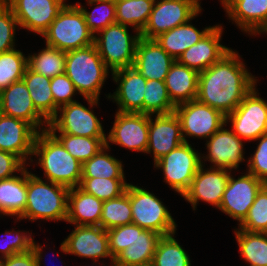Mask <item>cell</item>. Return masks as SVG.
Wrapping results in <instances>:
<instances>
[{"instance_id":"8d00e7d4","label":"cell","mask_w":267,"mask_h":266,"mask_svg":"<svg viewBox=\"0 0 267 266\" xmlns=\"http://www.w3.org/2000/svg\"><path fill=\"white\" fill-rule=\"evenodd\" d=\"M88 5L94 6L92 11L80 3H75L82 11L89 30L95 35L107 26L116 23L115 0H86Z\"/></svg>"},{"instance_id":"f907efd6","label":"cell","mask_w":267,"mask_h":266,"mask_svg":"<svg viewBox=\"0 0 267 266\" xmlns=\"http://www.w3.org/2000/svg\"><path fill=\"white\" fill-rule=\"evenodd\" d=\"M24 167L25 164L17 156L0 150V180L15 176Z\"/></svg>"},{"instance_id":"8992f818","label":"cell","mask_w":267,"mask_h":266,"mask_svg":"<svg viewBox=\"0 0 267 266\" xmlns=\"http://www.w3.org/2000/svg\"><path fill=\"white\" fill-rule=\"evenodd\" d=\"M132 223L167 236L176 233L177 224L168 208L152 192L129 183Z\"/></svg>"},{"instance_id":"1f68e13d","label":"cell","mask_w":267,"mask_h":266,"mask_svg":"<svg viewBox=\"0 0 267 266\" xmlns=\"http://www.w3.org/2000/svg\"><path fill=\"white\" fill-rule=\"evenodd\" d=\"M155 0H115L116 23L132 26L140 34L146 26Z\"/></svg>"},{"instance_id":"d6986e66","label":"cell","mask_w":267,"mask_h":266,"mask_svg":"<svg viewBox=\"0 0 267 266\" xmlns=\"http://www.w3.org/2000/svg\"><path fill=\"white\" fill-rule=\"evenodd\" d=\"M0 113L29 123L37 132L47 130L49 121L35 108L23 80L0 92Z\"/></svg>"},{"instance_id":"cb8c5ba5","label":"cell","mask_w":267,"mask_h":266,"mask_svg":"<svg viewBox=\"0 0 267 266\" xmlns=\"http://www.w3.org/2000/svg\"><path fill=\"white\" fill-rule=\"evenodd\" d=\"M223 29L222 24H216L199 42L183 52L177 61L198 72L212 66L232 49L220 43Z\"/></svg>"},{"instance_id":"4316f807","label":"cell","mask_w":267,"mask_h":266,"mask_svg":"<svg viewBox=\"0 0 267 266\" xmlns=\"http://www.w3.org/2000/svg\"><path fill=\"white\" fill-rule=\"evenodd\" d=\"M103 201L79 187L68 192L66 222L79 226H100Z\"/></svg>"},{"instance_id":"7a4b0ae2","label":"cell","mask_w":267,"mask_h":266,"mask_svg":"<svg viewBox=\"0 0 267 266\" xmlns=\"http://www.w3.org/2000/svg\"><path fill=\"white\" fill-rule=\"evenodd\" d=\"M44 171L45 180L70 188L78 187L82 178V163L75 159L47 129L39 131L34 140L32 157Z\"/></svg>"},{"instance_id":"277c9868","label":"cell","mask_w":267,"mask_h":266,"mask_svg":"<svg viewBox=\"0 0 267 266\" xmlns=\"http://www.w3.org/2000/svg\"><path fill=\"white\" fill-rule=\"evenodd\" d=\"M84 98L100 99L109 69L94 44L66 52L64 72Z\"/></svg>"},{"instance_id":"c3c4849f","label":"cell","mask_w":267,"mask_h":266,"mask_svg":"<svg viewBox=\"0 0 267 266\" xmlns=\"http://www.w3.org/2000/svg\"><path fill=\"white\" fill-rule=\"evenodd\" d=\"M107 234L109 251L114 259L131 244L133 240V223L108 229Z\"/></svg>"},{"instance_id":"2e32d148","label":"cell","mask_w":267,"mask_h":266,"mask_svg":"<svg viewBox=\"0 0 267 266\" xmlns=\"http://www.w3.org/2000/svg\"><path fill=\"white\" fill-rule=\"evenodd\" d=\"M226 123L206 140V155L201 154V163L209 161L211 168L237 170L245 162L244 140L240 139ZM208 153V154H207ZM205 155V156H204Z\"/></svg>"},{"instance_id":"d590c367","label":"cell","mask_w":267,"mask_h":266,"mask_svg":"<svg viewBox=\"0 0 267 266\" xmlns=\"http://www.w3.org/2000/svg\"><path fill=\"white\" fill-rule=\"evenodd\" d=\"M132 224V210L129 199V184L121 196L103 201L100 226L105 230Z\"/></svg>"},{"instance_id":"9a60e30c","label":"cell","mask_w":267,"mask_h":266,"mask_svg":"<svg viewBox=\"0 0 267 266\" xmlns=\"http://www.w3.org/2000/svg\"><path fill=\"white\" fill-rule=\"evenodd\" d=\"M234 178L232 173L224 190L219 210L240 224L248 215L257 193L265 185L263 181L246 171Z\"/></svg>"},{"instance_id":"f1b7e54d","label":"cell","mask_w":267,"mask_h":266,"mask_svg":"<svg viewBox=\"0 0 267 266\" xmlns=\"http://www.w3.org/2000/svg\"><path fill=\"white\" fill-rule=\"evenodd\" d=\"M202 9L187 23L179 25L155 38L157 43L176 61L189 47L199 42L215 25L200 31L192 24Z\"/></svg>"},{"instance_id":"816d5d0a","label":"cell","mask_w":267,"mask_h":266,"mask_svg":"<svg viewBox=\"0 0 267 266\" xmlns=\"http://www.w3.org/2000/svg\"><path fill=\"white\" fill-rule=\"evenodd\" d=\"M13 0H0V5L8 6Z\"/></svg>"},{"instance_id":"ee69618b","label":"cell","mask_w":267,"mask_h":266,"mask_svg":"<svg viewBox=\"0 0 267 266\" xmlns=\"http://www.w3.org/2000/svg\"><path fill=\"white\" fill-rule=\"evenodd\" d=\"M11 230L4 232L6 242L0 244V260L16 253L29 251L32 248L34 240L32 233L29 231L26 232L25 230Z\"/></svg>"},{"instance_id":"d4e9b609","label":"cell","mask_w":267,"mask_h":266,"mask_svg":"<svg viewBox=\"0 0 267 266\" xmlns=\"http://www.w3.org/2000/svg\"><path fill=\"white\" fill-rule=\"evenodd\" d=\"M175 60L157 43L155 39L140 37L136 45L133 67L146 80L165 81Z\"/></svg>"},{"instance_id":"bcb514c9","label":"cell","mask_w":267,"mask_h":266,"mask_svg":"<svg viewBox=\"0 0 267 266\" xmlns=\"http://www.w3.org/2000/svg\"><path fill=\"white\" fill-rule=\"evenodd\" d=\"M256 150L247 160V171L267 184V134L260 136Z\"/></svg>"},{"instance_id":"ac0fdd59","label":"cell","mask_w":267,"mask_h":266,"mask_svg":"<svg viewBox=\"0 0 267 266\" xmlns=\"http://www.w3.org/2000/svg\"><path fill=\"white\" fill-rule=\"evenodd\" d=\"M204 167L203 162L189 189L182 196L186 202L191 204L194 211L200 200L219 209L231 173L228 169L211 167L204 169Z\"/></svg>"},{"instance_id":"7bdbcfd3","label":"cell","mask_w":267,"mask_h":266,"mask_svg":"<svg viewBox=\"0 0 267 266\" xmlns=\"http://www.w3.org/2000/svg\"><path fill=\"white\" fill-rule=\"evenodd\" d=\"M247 232L267 233V184L257 193L248 215L238 224V228Z\"/></svg>"},{"instance_id":"30bf717a","label":"cell","mask_w":267,"mask_h":266,"mask_svg":"<svg viewBox=\"0 0 267 266\" xmlns=\"http://www.w3.org/2000/svg\"><path fill=\"white\" fill-rule=\"evenodd\" d=\"M256 87L226 116V124H231V130L240 139L249 142L267 134V101L259 97Z\"/></svg>"},{"instance_id":"ffe728a7","label":"cell","mask_w":267,"mask_h":266,"mask_svg":"<svg viewBox=\"0 0 267 266\" xmlns=\"http://www.w3.org/2000/svg\"><path fill=\"white\" fill-rule=\"evenodd\" d=\"M155 116V117H154ZM149 115L147 154L153 155L154 164L184 143L181 122L175 112ZM154 119H153V118Z\"/></svg>"},{"instance_id":"d6a6232c","label":"cell","mask_w":267,"mask_h":266,"mask_svg":"<svg viewBox=\"0 0 267 266\" xmlns=\"http://www.w3.org/2000/svg\"><path fill=\"white\" fill-rule=\"evenodd\" d=\"M239 253L248 266H267V233L234 229Z\"/></svg>"},{"instance_id":"681fc988","label":"cell","mask_w":267,"mask_h":266,"mask_svg":"<svg viewBox=\"0 0 267 266\" xmlns=\"http://www.w3.org/2000/svg\"><path fill=\"white\" fill-rule=\"evenodd\" d=\"M42 250L43 246L33 240L31 250L13 254L1 261L3 266H41V261L44 259Z\"/></svg>"},{"instance_id":"7402d4cb","label":"cell","mask_w":267,"mask_h":266,"mask_svg":"<svg viewBox=\"0 0 267 266\" xmlns=\"http://www.w3.org/2000/svg\"><path fill=\"white\" fill-rule=\"evenodd\" d=\"M117 88L113 94L105 95L115 102L119 112L143 113L146 79L134 68H122L111 73Z\"/></svg>"},{"instance_id":"60d3db41","label":"cell","mask_w":267,"mask_h":266,"mask_svg":"<svg viewBox=\"0 0 267 266\" xmlns=\"http://www.w3.org/2000/svg\"><path fill=\"white\" fill-rule=\"evenodd\" d=\"M129 183L126 178H81L79 188L105 201L121 196L126 192Z\"/></svg>"},{"instance_id":"52a82bcc","label":"cell","mask_w":267,"mask_h":266,"mask_svg":"<svg viewBox=\"0 0 267 266\" xmlns=\"http://www.w3.org/2000/svg\"><path fill=\"white\" fill-rule=\"evenodd\" d=\"M85 100L88 108L78 100L60 107L57 114L49 121L47 129L52 134L107 138L100 119L93 111L95 106L100 105L99 100L94 98H85Z\"/></svg>"},{"instance_id":"484cf974","label":"cell","mask_w":267,"mask_h":266,"mask_svg":"<svg viewBox=\"0 0 267 266\" xmlns=\"http://www.w3.org/2000/svg\"><path fill=\"white\" fill-rule=\"evenodd\" d=\"M161 237L159 233L144 230L133 224V240L114 258V265L142 266L152 263L157 243Z\"/></svg>"},{"instance_id":"e0dca14e","label":"cell","mask_w":267,"mask_h":266,"mask_svg":"<svg viewBox=\"0 0 267 266\" xmlns=\"http://www.w3.org/2000/svg\"><path fill=\"white\" fill-rule=\"evenodd\" d=\"M67 0H13L8 6L18 21L19 28L43 35Z\"/></svg>"},{"instance_id":"5b68a950","label":"cell","mask_w":267,"mask_h":266,"mask_svg":"<svg viewBox=\"0 0 267 266\" xmlns=\"http://www.w3.org/2000/svg\"><path fill=\"white\" fill-rule=\"evenodd\" d=\"M42 37L47 46L64 52L94 44V34L76 4H66Z\"/></svg>"},{"instance_id":"7c38bea8","label":"cell","mask_w":267,"mask_h":266,"mask_svg":"<svg viewBox=\"0 0 267 266\" xmlns=\"http://www.w3.org/2000/svg\"><path fill=\"white\" fill-rule=\"evenodd\" d=\"M175 113L187 143L190 137L207 140L226 123L225 115L197 99L177 105Z\"/></svg>"},{"instance_id":"836d02e7","label":"cell","mask_w":267,"mask_h":266,"mask_svg":"<svg viewBox=\"0 0 267 266\" xmlns=\"http://www.w3.org/2000/svg\"><path fill=\"white\" fill-rule=\"evenodd\" d=\"M110 149L106 145L82 164V178H125L122 161L111 156Z\"/></svg>"},{"instance_id":"b9f144b4","label":"cell","mask_w":267,"mask_h":266,"mask_svg":"<svg viewBox=\"0 0 267 266\" xmlns=\"http://www.w3.org/2000/svg\"><path fill=\"white\" fill-rule=\"evenodd\" d=\"M27 56L16 48L0 53V92L22 80L27 68Z\"/></svg>"},{"instance_id":"8fae6325","label":"cell","mask_w":267,"mask_h":266,"mask_svg":"<svg viewBox=\"0 0 267 266\" xmlns=\"http://www.w3.org/2000/svg\"><path fill=\"white\" fill-rule=\"evenodd\" d=\"M200 1L155 0L148 22L140 36L145 39H155L160 34L187 23L203 9Z\"/></svg>"},{"instance_id":"9c48e42d","label":"cell","mask_w":267,"mask_h":266,"mask_svg":"<svg viewBox=\"0 0 267 266\" xmlns=\"http://www.w3.org/2000/svg\"><path fill=\"white\" fill-rule=\"evenodd\" d=\"M201 154L189 142H184L160 158L153 167L162 169L164 182L183 196L201 166Z\"/></svg>"},{"instance_id":"74e56055","label":"cell","mask_w":267,"mask_h":266,"mask_svg":"<svg viewBox=\"0 0 267 266\" xmlns=\"http://www.w3.org/2000/svg\"><path fill=\"white\" fill-rule=\"evenodd\" d=\"M175 234L159 239L152 261L154 266H191L190 256L175 239Z\"/></svg>"},{"instance_id":"3957f363","label":"cell","mask_w":267,"mask_h":266,"mask_svg":"<svg viewBox=\"0 0 267 266\" xmlns=\"http://www.w3.org/2000/svg\"><path fill=\"white\" fill-rule=\"evenodd\" d=\"M68 192V187L43 180L27 168V205L18 220L66 222Z\"/></svg>"},{"instance_id":"f35d334b","label":"cell","mask_w":267,"mask_h":266,"mask_svg":"<svg viewBox=\"0 0 267 266\" xmlns=\"http://www.w3.org/2000/svg\"><path fill=\"white\" fill-rule=\"evenodd\" d=\"M175 107L168 95L165 81L146 80L143 99L144 114H168L175 112Z\"/></svg>"},{"instance_id":"5bb4252c","label":"cell","mask_w":267,"mask_h":266,"mask_svg":"<svg viewBox=\"0 0 267 266\" xmlns=\"http://www.w3.org/2000/svg\"><path fill=\"white\" fill-rule=\"evenodd\" d=\"M61 252L74 256L92 259L93 265L99 259H111L114 262L108 243L107 230L101 226H79L64 239L60 245Z\"/></svg>"},{"instance_id":"44dd1931","label":"cell","mask_w":267,"mask_h":266,"mask_svg":"<svg viewBox=\"0 0 267 266\" xmlns=\"http://www.w3.org/2000/svg\"><path fill=\"white\" fill-rule=\"evenodd\" d=\"M36 134L29 123L0 113V150L14 154L29 167L31 164L27 160L34 163L32 153Z\"/></svg>"},{"instance_id":"603a6c76","label":"cell","mask_w":267,"mask_h":266,"mask_svg":"<svg viewBox=\"0 0 267 266\" xmlns=\"http://www.w3.org/2000/svg\"><path fill=\"white\" fill-rule=\"evenodd\" d=\"M226 16L244 34H267V0H223Z\"/></svg>"},{"instance_id":"6da1fadb","label":"cell","mask_w":267,"mask_h":266,"mask_svg":"<svg viewBox=\"0 0 267 266\" xmlns=\"http://www.w3.org/2000/svg\"><path fill=\"white\" fill-rule=\"evenodd\" d=\"M236 50H230L219 61L199 72L196 99L227 116L257 85Z\"/></svg>"},{"instance_id":"e575fe53","label":"cell","mask_w":267,"mask_h":266,"mask_svg":"<svg viewBox=\"0 0 267 266\" xmlns=\"http://www.w3.org/2000/svg\"><path fill=\"white\" fill-rule=\"evenodd\" d=\"M65 65L66 52L47 45L38 53L27 56L28 68L50 79L64 74Z\"/></svg>"},{"instance_id":"4fadbf2b","label":"cell","mask_w":267,"mask_h":266,"mask_svg":"<svg viewBox=\"0 0 267 266\" xmlns=\"http://www.w3.org/2000/svg\"><path fill=\"white\" fill-rule=\"evenodd\" d=\"M113 127L107 134L110 143L146 154L149 134V114L116 111Z\"/></svg>"},{"instance_id":"7dc6e473","label":"cell","mask_w":267,"mask_h":266,"mask_svg":"<svg viewBox=\"0 0 267 266\" xmlns=\"http://www.w3.org/2000/svg\"><path fill=\"white\" fill-rule=\"evenodd\" d=\"M51 92L55 105L60 108L68 103L75 102L73 96L79 94L69 77L64 73L55 76L50 82Z\"/></svg>"},{"instance_id":"4dcf8cb0","label":"cell","mask_w":267,"mask_h":266,"mask_svg":"<svg viewBox=\"0 0 267 266\" xmlns=\"http://www.w3.org/2000/svg\"><path fill=\"white\" fill-rule=\"evenodd\" d=\"M22 80L27 86L35 108L50 121L59 109L54 103L51 92V79L27 67Z\"/></svg>"},{"instance_id":"db71d44e","label":"cell","mask_w":267,"mask_h":266,"mask_svg":"<svg viewBox=\"0 0 267 266\" xmlns=\"http://www.w3.org/2000/svg\"><path fill=\"white\" fill-rule=\"evenodd\" d=\"M110 264H111L110 266H115V265H114V262H110Z\"/></svg>"},{"instance_id":"ba28073f","label":"cell","mask_w":267,"mask_h":266,"mask_svg":"<svg viewBox=\"0 0 267 266\" xmlns=\"http://www.w3.org/2000/svg\"><path fill=\"white\" fill-rule=\"evenodd\" d=\"M129 26L114 23L94 35V45L112 72L133 67L140 34L129 33Z\"/></svg>"},{"instance_id":"f546056e","label":"cell","mask_w":267,"mask_h":266,"mask_svg":"<svg viewBox=\"0 0 267 266\" xmlns=\"http://www.w3.org/2000/svg\"><path fill=\"white\" fill-rule=\"evenodd\" d=\"M27 166L8 179L0 180V217L16 216L18 220L27 205Z\"/></svg>"},{"instance_id":"ab89813d","label":"cell","mask_w":267,"mask_h":266,"mask_svg":"<svg viewBox=\"0 0 267 266\" xmlns=\"http://www.w3.org/2000/svg\"><path fill=\"white\" fill-rule=\"evenodd\" d=\"M65 149L82 164L106 146L107 138H92L70 134H53Z\"/></svg>"},{"instance_id":"f5cc1de1","label":"cell","mask_w":267,"mask_h":266,"mask_svg":"<svg viewBox=\"0 0 267 266\" xmlns=\"http://www.w3.org/2000/svg\"><path fill=\"white\" fill-rule=\"evenodd\" d=\"M142 266H154L152 263H149V264H145V265H142Z\"/></svg>"},{"instance_id":"83f0119b","label":"cell","mask_w":267,"mask_h":266,"mask_svg":"<svg viewBox=\"0 0 267 266\" xmlns=\"http://www.w3.org/2000/svg\"><path fill=\"white\" fill-rule=\"evenodd\" d=\"M198 78V71L180 64L177 60L171 65L165 78V85L175 106L196 99Z\"/></svg>"},{"instance_id":"f6af8a7d","label":"cell","mask_w":267,"mask_h":266,"mask_svg":"<svg viewBox=\"0 0 267 266\" xmlns=\"http://www.w3.org/2000/svg\"><path fill=\"white\" fill-rule=\"evenodd\" d=\"M18 21L9 6L0 5V53L10 51L15 46Z\"/></svg>"}]
</instances>
